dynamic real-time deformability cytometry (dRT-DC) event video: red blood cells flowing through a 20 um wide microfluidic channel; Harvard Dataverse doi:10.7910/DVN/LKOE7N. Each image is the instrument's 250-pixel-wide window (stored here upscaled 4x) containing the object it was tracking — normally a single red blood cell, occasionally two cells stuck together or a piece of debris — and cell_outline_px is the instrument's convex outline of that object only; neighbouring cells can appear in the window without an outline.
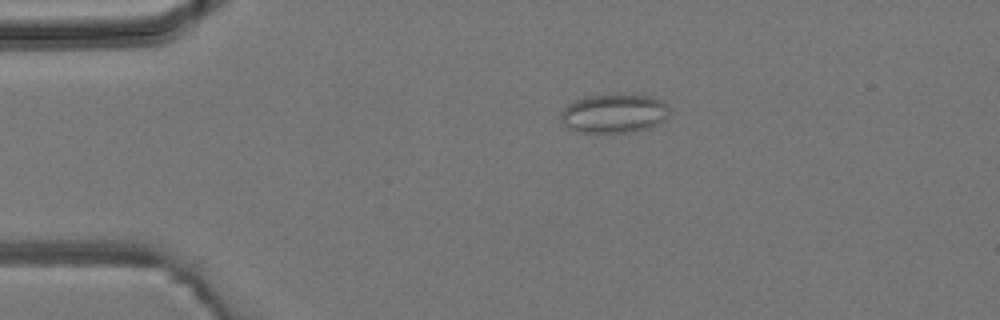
{"species": "common noctule bat (a hibernating species)", "species_latin": "Nyctalus noctula", "temperature_condition": "room temperature", "stored_images_in_passage": 5, "camera_frame_rate_fps": 3000, "um_per_image_px": 0.085, "animal": {"sex": "male", "body_mass_g": 19.2, "forearm_length_mm": 51.8}, "frame": {"image": 1, "passage_image": 5, "time_ms": 5.667, "image_size_px": [1000, 320], "cell_outline_px": [[672, 112], [664, 120], [648, 128], [632, 132], [584, 132], [568, 128], [560, 120], [560, 112], [568, 104], [584, 96], [636, 92], [652, 96], [668, 104]], "centroid_in_image_um": [52.24, 9.6], "position_along_channel_um": 32.8, "area_um2": 25.37}}